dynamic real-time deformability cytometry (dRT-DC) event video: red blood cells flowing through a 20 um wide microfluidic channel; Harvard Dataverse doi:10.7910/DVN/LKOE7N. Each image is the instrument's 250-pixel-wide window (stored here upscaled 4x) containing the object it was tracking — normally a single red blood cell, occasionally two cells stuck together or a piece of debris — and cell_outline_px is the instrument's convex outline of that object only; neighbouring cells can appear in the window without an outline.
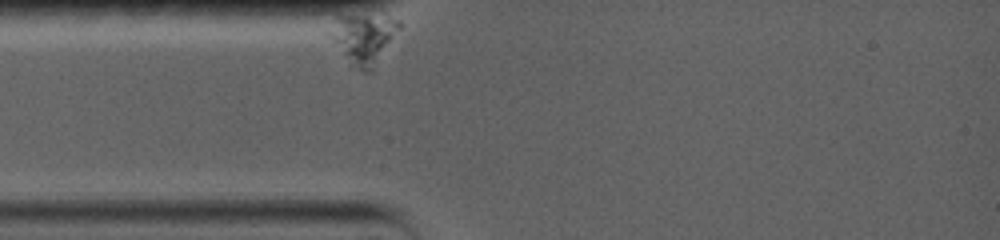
{"species": "common noctule bat (a hibernating species)", "species_latin": "Nyctalus noctula", "temperature_condition": "warm", "stored_images_in_passage": 33, "camera_frame_rate_fps": 5000, "um_per_image_px": 0.085, "animal": {"sex": "female", "body_mass_g": 19.0, "forearm_length_mm": 56.7}, "frame": {"image": 1, "passage_image": 1, "time_ms": 0.0, "image_size_px": [1000, 240], "cell_outline_px": [[400, 28], [372, 72], [364, 72], [356, 68], [324, 32], [336, 16], [364, 16], [400, 20]], "centroid_in_image_um": [30.84, 3.28], "position_along_channel_um": 54.2, "area_um2": 19.88}}
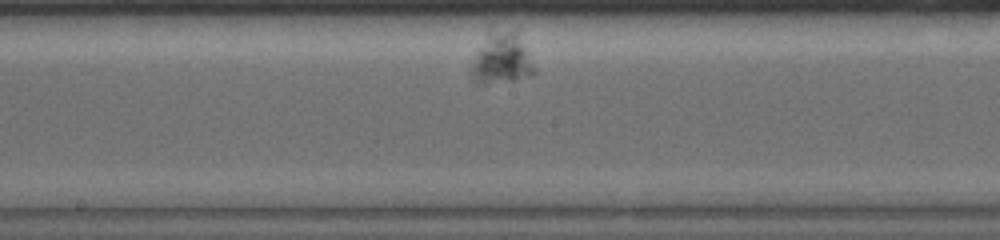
{"frame": {"image": 2, "passage_image": 19, "time_ms": 5.6, "image_size_px": [1000, 240], "cell_outline_px": [[536, 72], [532, 76], [512, 80], [484, 84], [472, 80], [472, 64], [476, 52], [488, 24], [516, 28], [536, 68]], "centroid_in_image_um": [42.63, 4.82], "position_along_channel_um": 205.6, "area_um2": 19.94}}
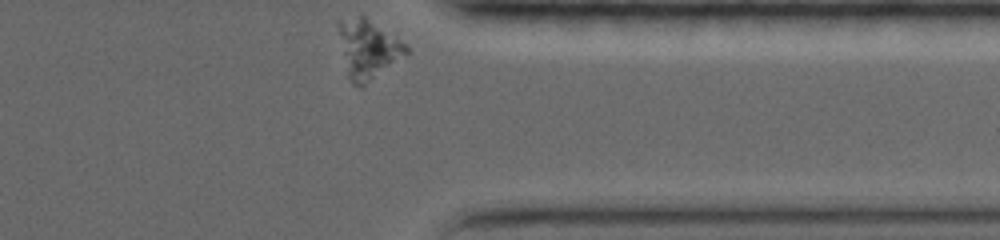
{"frame": {"image": 3, "passage_image": 33, "time_ms": 11.4, "image_size_px": [1000, 240], "cell_outline_px": [[408, 52], [364, 88], [360, 88], [352, 84], [348, 76], [336, 24], [340, 20], [360, 16], [364, 16], [396, 32], [408, 48]], "centroid_in_image_um": [31.31, 4.16], "position_along_channel_um": 380.1, "area_um2": 23.7}}